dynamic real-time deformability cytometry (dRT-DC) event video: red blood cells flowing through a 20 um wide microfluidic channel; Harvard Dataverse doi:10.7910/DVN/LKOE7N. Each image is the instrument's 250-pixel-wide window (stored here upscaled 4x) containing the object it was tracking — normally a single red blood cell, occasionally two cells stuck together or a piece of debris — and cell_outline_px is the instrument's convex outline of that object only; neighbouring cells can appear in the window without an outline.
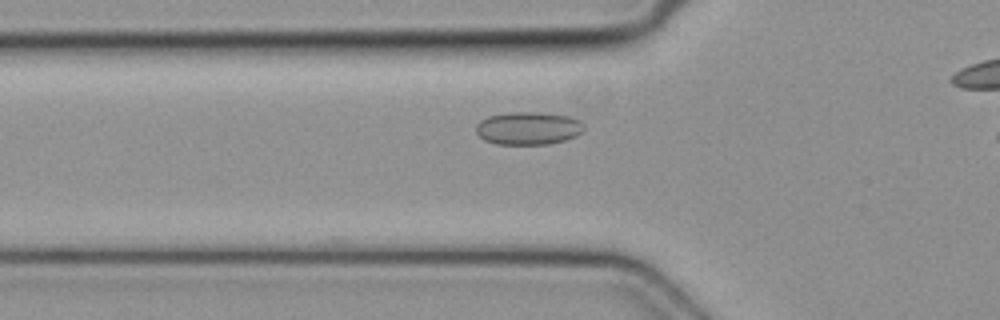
{"species": "common noctule bat (a hibernating species)", "species_latin": "Nyctalus noctula", "temperature_condition": "cold", "stored_images_in_passage": 6, "camera_frame_rate_fps": 3000, "um_per_image_px": 0.085, "animal": {"sex": "female", "body_mass_g": 19.3, "forearm_length_mm": 54.1}, "frame": {"image": 1, "passage_image": 5, "time_ms": 1.333, "image_size_px": [1000, 320], "cell_outline_px": [[584, 132], [576, 136], [564, 140], [548, 144], [496, 144], [484, 140], [476, 132], [476, 124], [480, 120], [488, 116], [508, 112], [540, 112], [568, 116], [580, 120], [584, 124]], "centroid_in_image_um": [44.91, 10.89], "position_along_channel_um": 80.9, "area_um2": 20.87}}